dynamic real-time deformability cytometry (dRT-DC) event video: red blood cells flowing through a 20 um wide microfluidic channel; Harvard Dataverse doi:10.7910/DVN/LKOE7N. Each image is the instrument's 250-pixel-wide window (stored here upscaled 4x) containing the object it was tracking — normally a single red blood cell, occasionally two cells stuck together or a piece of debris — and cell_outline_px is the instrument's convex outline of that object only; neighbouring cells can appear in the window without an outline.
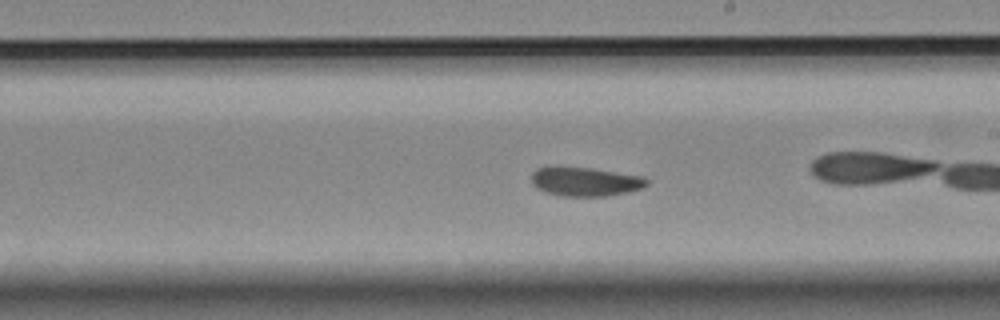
{"species": "Egyptian fruit bat (a non-hibernating species)", "species_latin": "Rousettus aegyptiacus", "temperature_condition": "room temperature", "stored_images_in_passage": 36, "camera_frame_rate_fps": 3000, "um_per_image_px": 0.085, "animal": {"sex": "female"}, "frame": {"image": 1, "passage_image": 16, "time_ms": 5.0, "image_size_px": [1000, 320], "cell_outline_px": [[648, 184], [640, 188], [608, 196], [560, 196], [544, 192], [536, 188], [532, 184], [532, 172], [536, 168], [552, 164], [556, 164], [592, 168], [644, 176], [648, 180]], "centroid_in_image_um": [49.65, 15.39], "position_along_channel_um": 239.3, "area_um2": 20.11}}